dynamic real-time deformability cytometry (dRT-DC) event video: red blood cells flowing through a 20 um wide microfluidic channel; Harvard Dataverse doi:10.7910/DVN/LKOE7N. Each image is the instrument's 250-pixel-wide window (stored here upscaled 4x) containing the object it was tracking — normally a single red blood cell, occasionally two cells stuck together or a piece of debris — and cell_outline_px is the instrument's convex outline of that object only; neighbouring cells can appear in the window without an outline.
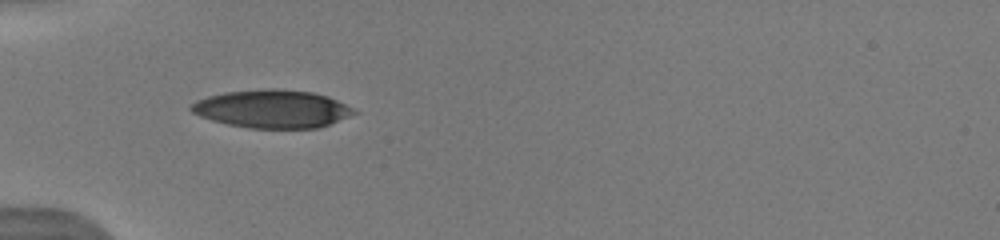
{"species": "human", "species_latin": "Homo sapiens", "temperature_condition": "warm", "stored_images_in_passage": 8, "camera_frame_rate_fps": 3000, "um_per_image_px": 0.085, "donor": {"sex": "male"}, "frame": {"image": 1, "passage_image": 7, "time_ms": 5.333, "image_size_px": [1000, 240], "cell_outline_px": [[360, 112], [320, 128], [248, 128], [228, 124], [212, 120], [200, 116], [192, 112], [188, 108], [188, 104], [196, 100], [208, 96], [224, 92], [268, 88], [276, 88], [312, 92], [328, 96]], "centroid_in_image_um": [23.12, 9.25], "position_along_channel_um": 61.9, "area_um2": 36.3}}